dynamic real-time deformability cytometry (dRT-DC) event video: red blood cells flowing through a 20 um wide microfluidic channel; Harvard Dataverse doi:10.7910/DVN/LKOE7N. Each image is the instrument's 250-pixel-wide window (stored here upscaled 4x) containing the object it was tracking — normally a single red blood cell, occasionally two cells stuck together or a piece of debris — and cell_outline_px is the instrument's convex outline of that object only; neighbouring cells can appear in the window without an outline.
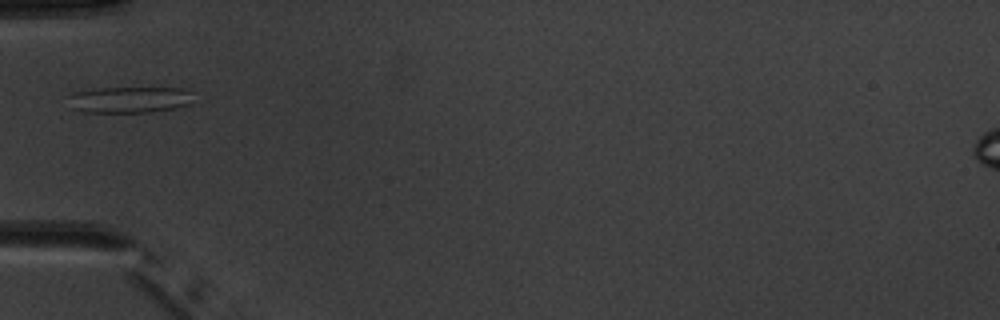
{"species": "common noctule bat (a hibernating species)", "species_latin": "Nyctalus noctula", "temperature_condition": "warm", "stored_images_in_passage": 5, "camera_frame_rate_fps": 3000, "um_per_image_px": 0.085, "animal": {"sex": "male", "body_mass_g": 20.1, "forearm_length_mm": 53.5}, "frame": {"image": 1, "passage_image": 3, "time_ms": 3.333, "image_size_px": [1000, 320], "cell_outline_px": [[192, 92], [188, 104], [172, 108], [152, 112], [80, 112], [72, 108], [68, 96], [76, 92], [96, 88], [184, 88]], "centroid_in_image_um": [10.97, 8.47], "position_along_channel_um": 74.0, "area_um2": 18.96}}
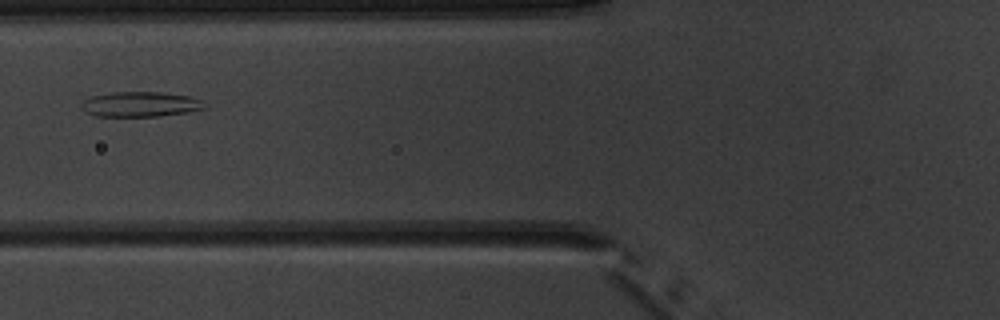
{"frame": {"image": 2, "passage_image": 4, "time_ms": 4.333, "image_size_px": [1000, 320], "cell_outline_px": [[208, 108], [188, 112], [160, 116], [96, 116], [84, 112], [80, 108], [80, 104], [84, 100], [92, 96], [112, 92], [160, 92], [192, 96], [204, 100]], "centroid_in_image_um": [11.97, 8.86], "position_along_channel_um": 113.8, "area_um2": 18.32}}